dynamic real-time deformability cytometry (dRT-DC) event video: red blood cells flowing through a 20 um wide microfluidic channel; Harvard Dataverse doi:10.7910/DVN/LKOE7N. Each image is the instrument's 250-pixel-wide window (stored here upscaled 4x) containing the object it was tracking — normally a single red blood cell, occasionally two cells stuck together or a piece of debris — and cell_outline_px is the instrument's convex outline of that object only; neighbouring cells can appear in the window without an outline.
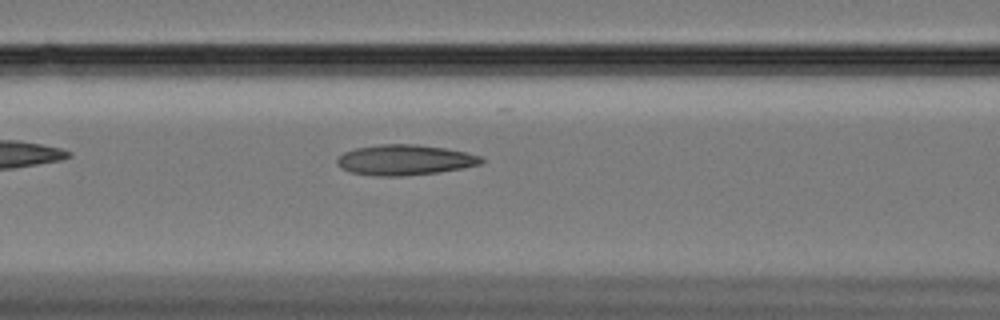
{"species": "Egyptian fruit bat (a non-hibernating species)", "species_latin": "Rousettus aegyptiacus", "temperature_condition": "cold", "stored_images_in_passage": 42, "camera_frame_rate_fps": 3000, "um_per_image_px": 0.085, "animal": {"sex": "female"}, "frame": {"image": 1, "passage_image": 7, "time_ms": 2.0, "image_size_px": [1000, 320], "cell_outline_px": [[484, 160], [480, 164], [460, 168], [436, 172], [404, 176], [380, 176], [352, 172], [336, 164], [336, 156], [344, 152], [356, 148], [380, 144], [416, 144], [444, 148], [464, 152], [480, 156]], "centroid_in_image_um": [34.36, 13.58], "position_along_channel_um": 132.2, "area_um2": 25.26}}
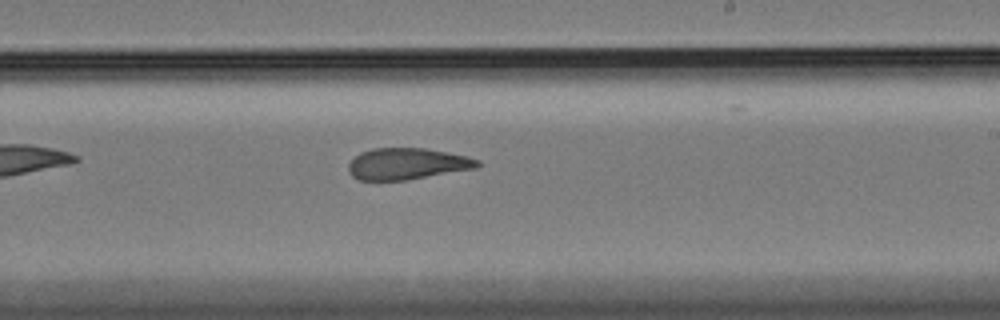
{"frame": {"image": 2, "passage_image": 18, "time_ms": 5.667, "image_size_px": [1000, 320], "cell_outline_px": [[480, 164], [476, 168], [408, 180], [360, 180], [352, 176], [348, 172], [348, 164], [360, 152], [372, 148], [424, 148], [448, 152], [468, 156], [480, 160]], "centroid_in_image_um": [34.61, 13.92], "position_along_channel_um": 254.4, "area_um2": 23.76}}
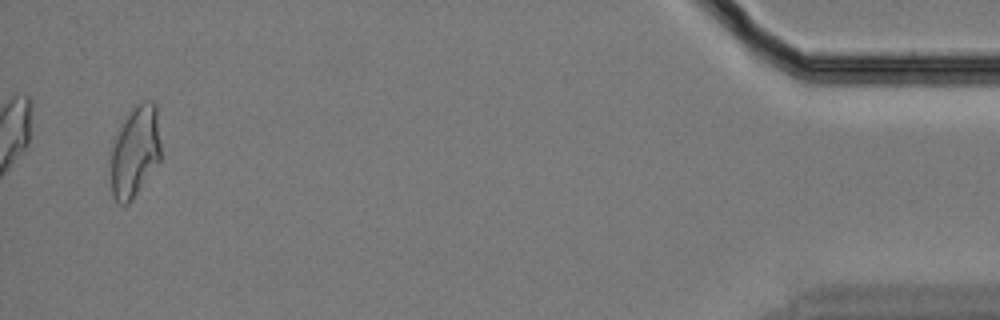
{"frame": {"image": 3, "passage_image": 40, "time_ms": 13.0, "image_size_px": [1000, 320], "cell_outline_px": [[160, 160], [132, 200], [128, 204], [120, 204], [112, 196], [112, 140], [124, 120], [136, 104], [144, 100], [152, 100], [156, 104], [160, 144]], "centroid_in_image_um": [11.49, 12.86], "position_along_channel_um": 423.7, "area_um2": 26.41}, "authors_computed_cell_mechanics": {"area_um2": 25.1141, "velocity_mm_per_s": 3.3419, "shape_relaxation_time_tau1_ms": null, "shape_relaxation_time_tau2_ms": 3.9784, "deformation_change_tau1": null, "deformation_change_tau2": 0.1326}}